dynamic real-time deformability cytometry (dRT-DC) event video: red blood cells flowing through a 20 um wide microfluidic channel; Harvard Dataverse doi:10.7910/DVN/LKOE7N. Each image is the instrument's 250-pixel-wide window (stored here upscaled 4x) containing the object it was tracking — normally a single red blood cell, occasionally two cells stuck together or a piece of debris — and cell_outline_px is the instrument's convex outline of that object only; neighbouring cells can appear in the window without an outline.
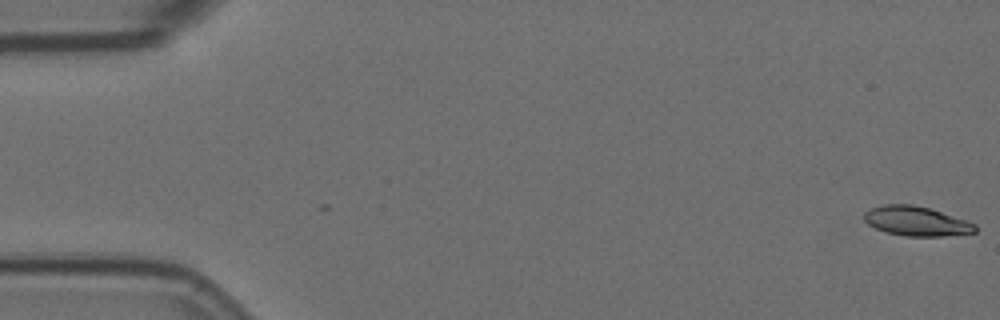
{"species": "Egyptian fruit bat (a non-hibernating species)", "species_latin": "Rousettus aegyptiacus", "temperature_condition": "room temperature", "stored_images_in_passage": 2, "camera_frame_rate_fps": 3000, "um_per_image_px": 0.085, "animal": {"sex": "female"}, "frame": {"image": 1, "passage_image": 2, "time_ms": 0.333, "image_size_px": [1000, 320], "cell_outline_px": [[976, 232], [940, 236], [908, 236], [884, 232], [868, 224], [864, 220], [864, 212], [868, 208], [884, 204], [912, 204], [928, 208], [976, 224]], "centroid_in_image_um": [77.82, 18.79], "position_along_channel_um": 7.2, "area_um2": 18.9}}